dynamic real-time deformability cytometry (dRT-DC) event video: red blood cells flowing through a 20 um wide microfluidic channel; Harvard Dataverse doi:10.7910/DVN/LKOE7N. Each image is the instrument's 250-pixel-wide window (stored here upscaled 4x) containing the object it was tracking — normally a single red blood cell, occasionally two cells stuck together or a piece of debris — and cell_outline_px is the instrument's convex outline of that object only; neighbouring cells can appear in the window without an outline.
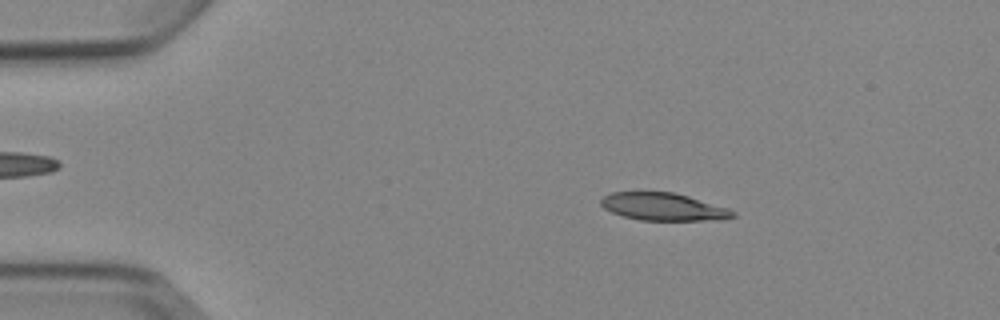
{"species": "Egyptian fruit bat (a non-hibernating species)", "species_latin": "Rousettus aegyptiacus", "temperature_condition": "cold", "stored_images_in_passage": 4, "camera_frame_rate_fps": 3000, "um_per_image_px": 0.085, "animal": {"sex": "female"}, "frame": {"image": 1, "passage_image": 3, "time_ms": 2.333, "image_size_px": [1000, 320], "cell_outline_px": [[736, 216], [728, 220], [640, 220], [624, 216], [612, 212], [604, 208], [600, 204], [600, 200], [604, 196], [612, 192], [676, 192], [728, 208], [736, 212]], "centroid_in_image_um": [56.43, 17.58], "position_along_channel_um": 28.6, "area_um2": 21.33}}